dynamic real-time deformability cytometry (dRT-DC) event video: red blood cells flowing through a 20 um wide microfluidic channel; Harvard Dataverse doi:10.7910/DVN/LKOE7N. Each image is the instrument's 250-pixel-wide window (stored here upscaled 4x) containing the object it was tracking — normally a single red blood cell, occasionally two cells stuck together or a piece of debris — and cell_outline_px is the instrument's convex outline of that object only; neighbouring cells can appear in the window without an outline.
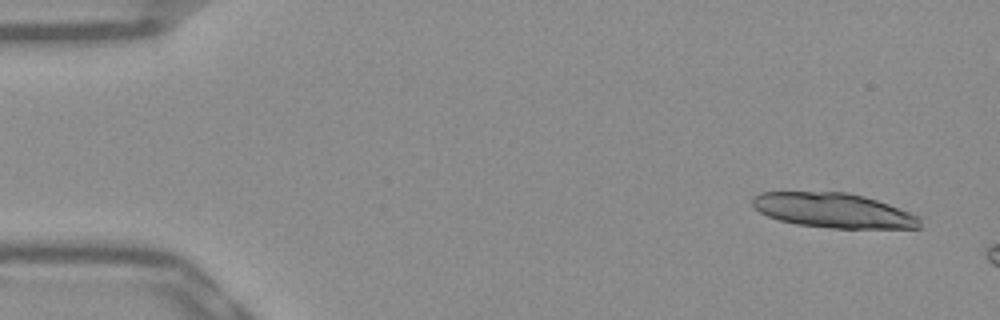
{"species": "Egyptian fruit bat (a non-hibernating species)", "species_latin": "Rousettus aegyptiacus", "temperature_condition": "warm", "stored_images_in_passage": 7, "camera_frame_rate_fps": 3000, "um_per_image_px": 0.085, "frame": {"image": 1, "passage_image": 1, "time_ms": 0.0, "image_size_px": [1000, 320], "cell_outline_px": [[920, 228], [832, 228], [796, 224], [780, 220], [768, 216], [760, 212], [752, 204], [752, 196], [760, 192], [848, 192], [864, 196], [888, 204], [920, 216]], "centroid_in_image_um": [70.83, 17.88], "position_along_channel_um": 14.2, "area_um2": 33.76}}